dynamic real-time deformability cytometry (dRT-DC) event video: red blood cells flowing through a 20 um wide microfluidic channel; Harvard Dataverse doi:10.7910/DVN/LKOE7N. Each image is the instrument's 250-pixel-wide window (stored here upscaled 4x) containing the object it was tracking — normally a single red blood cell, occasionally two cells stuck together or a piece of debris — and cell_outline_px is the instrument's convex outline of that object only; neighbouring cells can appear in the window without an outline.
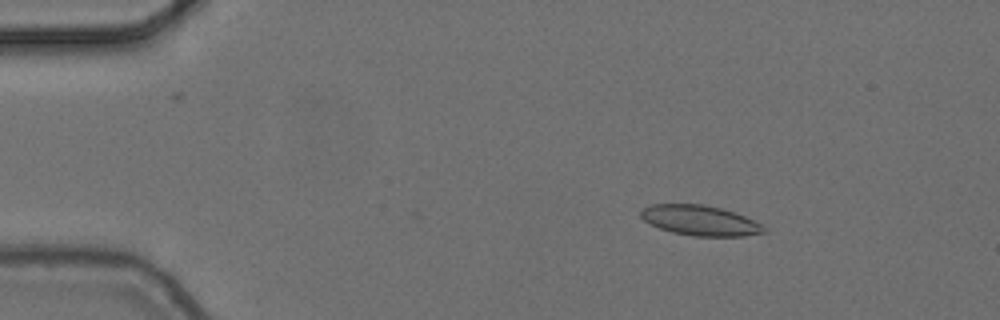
{"species": "common noctule bat (a hibernating species)", "species_latin": "Nyctalus noctula", "temperature_condition": "cold", "stored_images_in_passage": 3, "camera_frame_rate_fps": 3000, "um_per_image_px": 0.085, "animal": {"sex": "female", "body_mass_g": 24.6, "forearm_length_mm": 56.2}, "frame": {"image": 1, "passage_image": 3, "time_ms": 0.667, "image_size_px": [1000, 320], "cell_outline_px": [[768, 232], [744, 236], [696, 236], [672, 232], [660, 228], [644, 220], [640, 216], [640, 212], [644, 208], [652, 204], [704, 204], [720, 208], [744, 216], [768, 228]], "centroid_in_image_um": [59.53, 18.74], "position_along_channel_um": 25.5, "area_um2": 21.44}}